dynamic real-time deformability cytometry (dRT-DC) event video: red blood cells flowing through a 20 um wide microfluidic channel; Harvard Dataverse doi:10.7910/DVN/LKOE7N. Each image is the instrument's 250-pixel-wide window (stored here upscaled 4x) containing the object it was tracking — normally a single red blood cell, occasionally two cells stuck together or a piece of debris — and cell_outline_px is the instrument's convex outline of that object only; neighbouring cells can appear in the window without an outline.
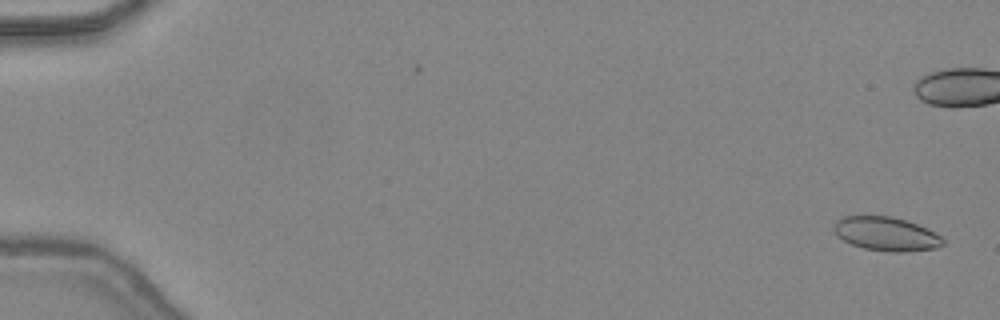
{"species": "common noctule bat (a hibernating species)", "species_latin": "Nyctalus noctula", "temperature_condition": "warm", "stored_images_in_passage": 40, "camera_frame_rate_fps": 3000, "um_per_image_px": 0.085, "animal": {"sex": "female", "body_mass_g": 24.6, "forearm_length_mm": 56.2}, "frame": {"image": 1, "passage_image": 2, "time_ms": 0.333, "image_size_px": [1000, 320], "cell_outline_px": [[944, 244], [936, 248], [904, 252], [888, 252], [864, 248], [852, 244], [836, 236], [832, 228], [836, 220], [844, 216], [892, 216], [908, 220], [940, 236], [944, 240]], "centroid_in_image_um": [75.28, 19.88], "position_along_channel_um": 9.7, "area_um2": 21.5}}
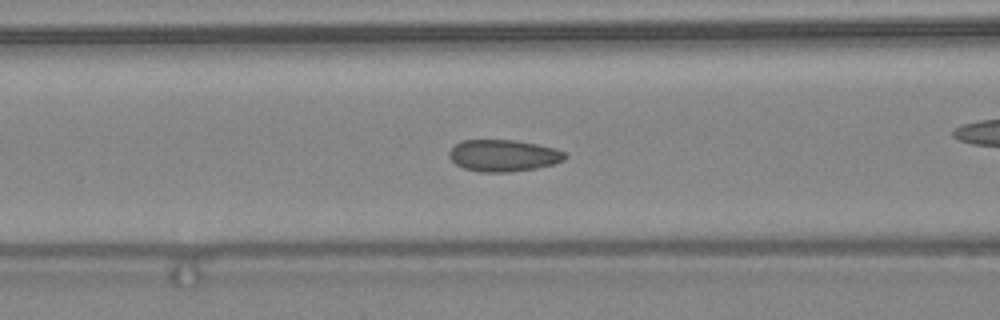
{"frame": {"image": 2, "passage_image": 21, "time_ms": 6.667, "image_size_px": [1000, 320], "cell_outline_px": [[568, 156], [564, 160], [552, 164], [536, 168], [508, 172], [480, 172], [464, 168], [456, 164], [448, 156], [448, 152], [460, 140], [516, 140], [556, 148], [564, 152]], "centroid_in_image_um": [42.78, 13.22], "position_along_channel_um": 123.8, "area_um2": 21.44}}
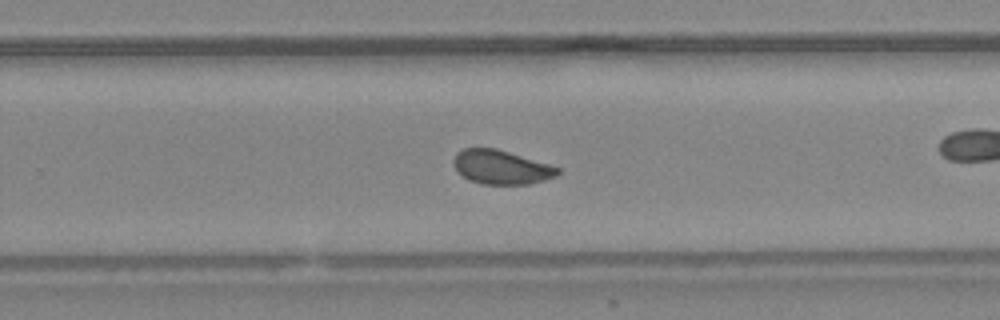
{"frame": {"image": 3, "passage_image": 32, "time_ms": 10.333, "image_size_px": [1000, 320], "cell_outline_px": [[560, 172], [556, 176], [544, 180], [528, 184], [484, 184], [468, 180], [456, 168], [452, 160], [456, 152], [464, 148], [496, 148], [548, 164], [560, 168]], "centroid_in_image_um": [42.59, 14.2], "position_along_channel_um": 287.2, "area_um2": 20.46}, "authors_computed_cell_mechanics": {"area_um2": 21.4438, "velocity_mm_per_s": 4.4712, "shape_relaxation_time_tau1_ms": 9.1704, "shape_relaxation_time_tau2_ms": 0.7383, "deformation_change_tau1": 0.1383, "deformation_change_tau2": 0.063}}